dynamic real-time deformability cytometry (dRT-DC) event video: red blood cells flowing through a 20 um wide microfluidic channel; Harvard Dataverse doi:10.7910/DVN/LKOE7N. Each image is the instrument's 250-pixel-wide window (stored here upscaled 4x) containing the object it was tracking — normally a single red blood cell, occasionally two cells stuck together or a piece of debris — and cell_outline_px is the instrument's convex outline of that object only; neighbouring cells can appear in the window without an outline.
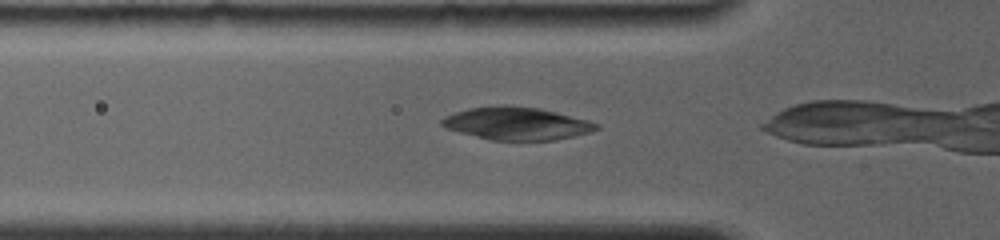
{"species": "common noctule bat (a hibernating species)", "species_latin": "Nyctalus noctula", "temperature_condition": "room temperature", "stored_images_in_passage": 4, "camera_frame_rate_fps": 4000, "um_per_image_px": 0.085, "animal": {"sex": "female", "body_mass_g": 19.0, "forearm_length_mm": 56.7}, "frame": {"image": 1, "passage_image": 2, "time_ms": 0.5, "image_size_px": [1000, 240], "cell_outline_px": [[600, 128], [592, 132], [556, 140], [488, 140], [444, 128], [440, 124], [440, 120], [444, 116], [468, 108], [496, 104], [512, 104], [540, 108], [588, 120], [600, 124]], "centroid_in_image_um": [43.9, 10.48], "position_along_channel_um": 81.9, "area_um2": 30.06}}